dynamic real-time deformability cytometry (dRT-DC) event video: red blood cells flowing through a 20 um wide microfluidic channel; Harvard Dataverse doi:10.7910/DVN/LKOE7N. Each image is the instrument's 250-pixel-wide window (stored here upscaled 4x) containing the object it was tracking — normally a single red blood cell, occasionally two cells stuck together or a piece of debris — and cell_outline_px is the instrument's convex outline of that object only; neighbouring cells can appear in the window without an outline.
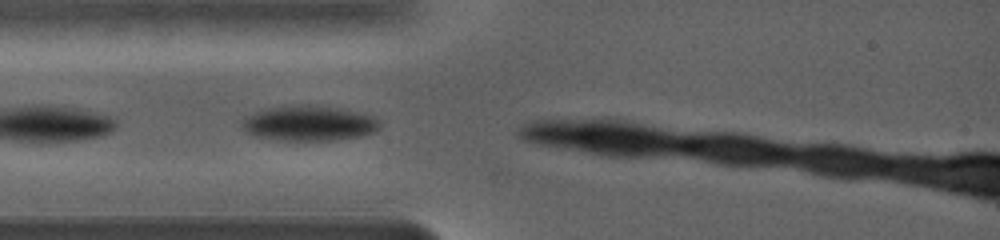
{"species": "common noctule bat (a hibernating species)", "species_latin": "Nyctalus noctula", "temperature_condition": "warm", "stored_images_in_passage": 10, "camera_frame_rate_fps": 5000, "um_per_image_px": 0.085, "animal": {"sex": "female", "body_mass_g": 19.0, "forearm_length_mm": 56.7}, "frame": {"image": 1, "passage_image": 3, "time_ms": 0.4, "image_size_px": [1000, 240], "cell_outline_px": [[380, 128], [376, 132], [360, 136], [336, 140], [280, 140], [252, 136], [244, 132], [240, 128], [240, 120], [256, 112], [268, 108], [300, 104], [308, 104], [336, 108], [372, 116], [380, 120]], "centroid_in_image_um": [26.21, 10.49], "position_along_channel_um": 58.8, "area_um2": 28.38}}
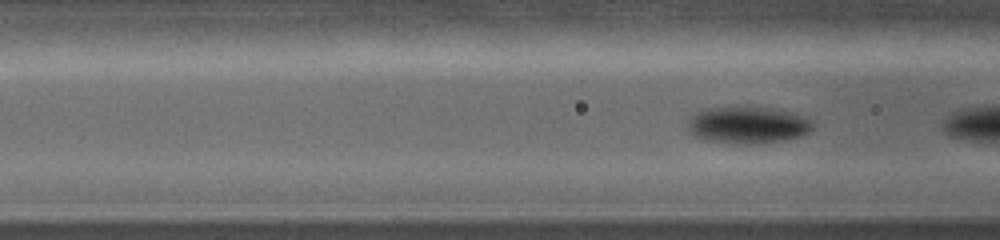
{"frame": {"image": 2, "passage_image": 7, "time_ms": 1.0, "image_size_px": [1000, 240], "cell_outline_px": [[816, 124], [808, 132], [800, 136], [784, 140], [748, 144], [732, 144], [708, 140], [692, 136], [688, 132], [688, 120], [696, 112], [704, 108], [732, 104], [756, 104], [788, 112], [812, 120]], "centroid_in_image_um": [63.49, 10.57], "position_along_channel_um": 103.1, "area_um2": 27.98}}